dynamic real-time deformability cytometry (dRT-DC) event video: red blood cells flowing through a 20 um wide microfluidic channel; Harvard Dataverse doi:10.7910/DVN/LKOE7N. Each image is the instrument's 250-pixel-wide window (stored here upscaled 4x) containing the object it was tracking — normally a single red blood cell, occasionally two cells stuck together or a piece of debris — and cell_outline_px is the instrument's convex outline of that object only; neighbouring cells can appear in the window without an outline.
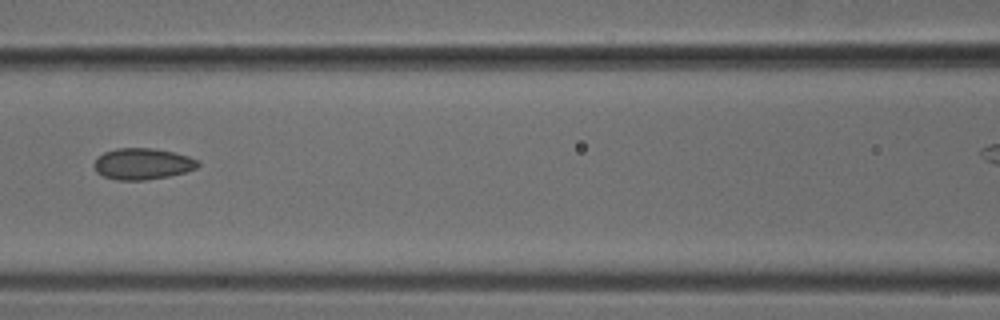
{"species": "common noctule bat (a hibernating species)", "species_latin": "Nyctalus noctula", "temperature_condition": "cold", "stored_images_in_passage": 8, "segment_of_instrument_passage": [1, 2], "camera_frame_rate_fps": 3000, "um_per_image_px": 0.085, "animal": {"sex": "male", "body_mass_g": 18.8}, "frame": {"image": 1, "passage_image": 6, "time_ms": 1.667, "image_size_px": [1000, 320], "cell_outline_px": [[200, 164], [196, 168], [184, 172], [168, 176], [144, 180], [116, 180], [104, 176], [96, 172], [92, 164], [96, 156], [104, 152], [116, 148], [152, 148], [172, 152], [188, 156], [200, 160]], "centroid_in_image_um": [12.07, 13.92], "position_along_channel_um": 154.5, "area_um2": 19.07}}
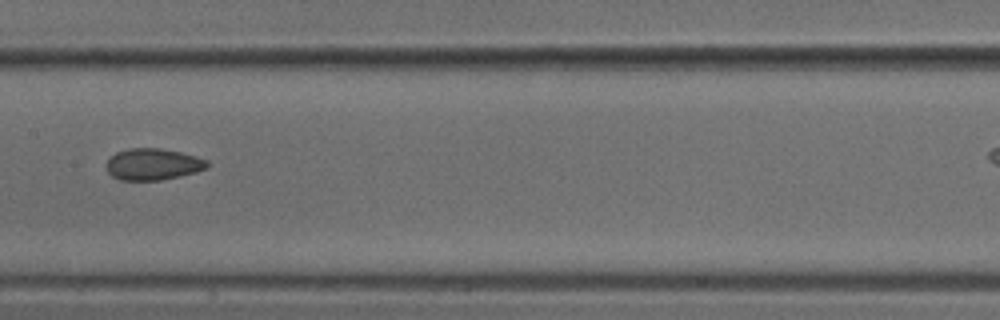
{"frame": {"image": 2, "passage_image": 7, "time_ms": 2.0, "image_size_px": [1000, 320], "cell_outline_px": [[208, 168], [196, 172], [160, 180], [120, 180], [112, 176], [108, 172], [104, 164], [116, 152], [128, 148], [160, 148], [180, 152], [196, 156], [208, 160]], "centroid_in_image_um": [12.99, 13.96], "position_along_channel_um": 194.4, "area_um2": 18.61}}